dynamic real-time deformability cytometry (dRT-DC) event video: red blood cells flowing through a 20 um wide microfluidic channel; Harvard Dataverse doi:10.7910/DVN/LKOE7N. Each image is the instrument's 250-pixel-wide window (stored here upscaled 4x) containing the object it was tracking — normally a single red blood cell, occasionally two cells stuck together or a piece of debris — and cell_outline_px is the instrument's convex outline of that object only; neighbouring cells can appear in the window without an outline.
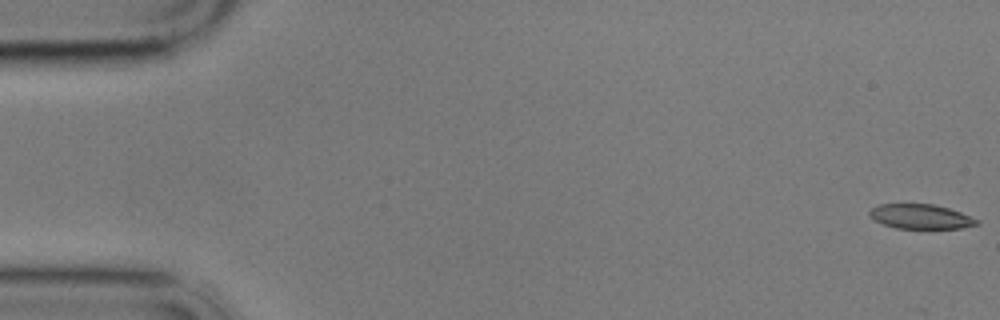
{"species": "common noctule bat (a hibernating species)", "species_latin": "Nyctalus noctula", "temperature_condition": "cold", "stored_images_in_passage": 7, "camera_frame_rate_fps": 3000, "um_per_image_px": 0.085, "animal": {"sex": "male", "body_mass_g": 17.9}, "frame": {"image": 1, "passage_image": 1, "time_ms": 0.0, "image_size_px": [1000, 320], "cell_outline_px": [[980, 224], [960, 228], [896, 228], [884, 224], [868, 216], [868, 212], [872, 208], [880, 204], [932, 204], [948, 208], [960, 212], [980, 220]], "centroid_in_image_um": [78.27, 18.4], "position_along_channel_um": 6.7, "area_um2": 15.26}}
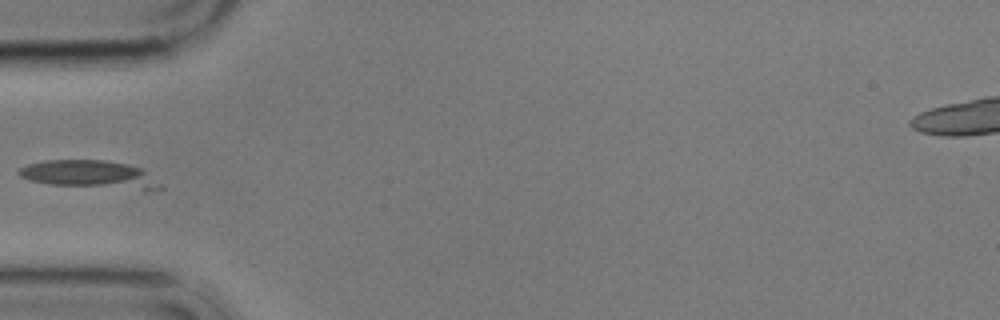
{"frame": {"image": 2, "passage_image": 5, "time_ms": 6.0, "image_size_px": [1000, 320], "cell_outline_px": [[164, 188], [160, 192], [144, 192], [52, 184], [28, 180], [20, 176], [16, 172], [20, 168], [28, 164], [44, 160], [104, 160], [128, 164], [140, 168], [160, 184]], "centroid_in_image_um": [7.73, 14.87], "position_along_channel_um": 77.3, "area_um2": 23.64}}